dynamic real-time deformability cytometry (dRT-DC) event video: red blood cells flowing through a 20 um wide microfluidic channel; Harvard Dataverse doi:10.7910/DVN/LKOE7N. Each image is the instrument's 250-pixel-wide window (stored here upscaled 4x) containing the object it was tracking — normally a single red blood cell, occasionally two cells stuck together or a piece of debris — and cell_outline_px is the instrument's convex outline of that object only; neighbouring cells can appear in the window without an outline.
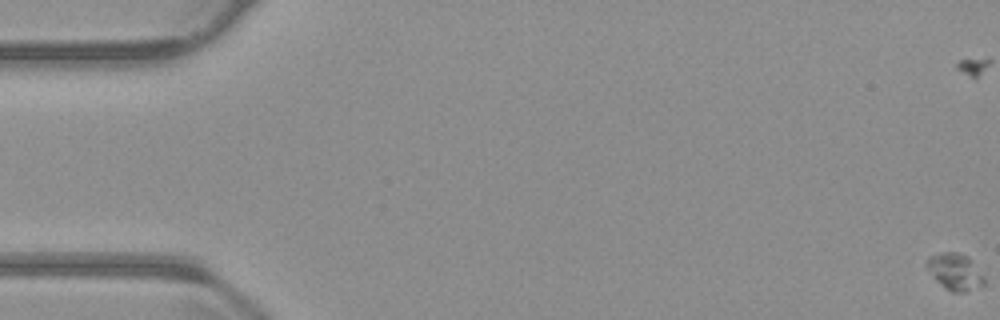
{"species": "common noctule bat (a hibernating species)", "species_latin": "Nyctalus noctula", "temperature_condition": "warm", "stored_images_in_passage": 17, "camera_frame_rate_fps": 3000, "um_per_image_px": 0.085, "animal": {"sex": "male", "body_mass_g": 23.1, "forearm_length_mm": 52.7}, "frame": {"image": 1, "passage_image": 1, "time_ms": 0.0, "image_size_px": [1000, 320], "cell_outline_px": [[984, 284], [964, 292], [952, 292], [944, 288], [936, 280], [924, 264], [932, 256], [944, 252], [960, 252], [968, 256], [984, 276]], "centroid_in_image_um": [81.18, 23.09], "position_along_channel_um": 3.8, "area_um2": 12.08}}